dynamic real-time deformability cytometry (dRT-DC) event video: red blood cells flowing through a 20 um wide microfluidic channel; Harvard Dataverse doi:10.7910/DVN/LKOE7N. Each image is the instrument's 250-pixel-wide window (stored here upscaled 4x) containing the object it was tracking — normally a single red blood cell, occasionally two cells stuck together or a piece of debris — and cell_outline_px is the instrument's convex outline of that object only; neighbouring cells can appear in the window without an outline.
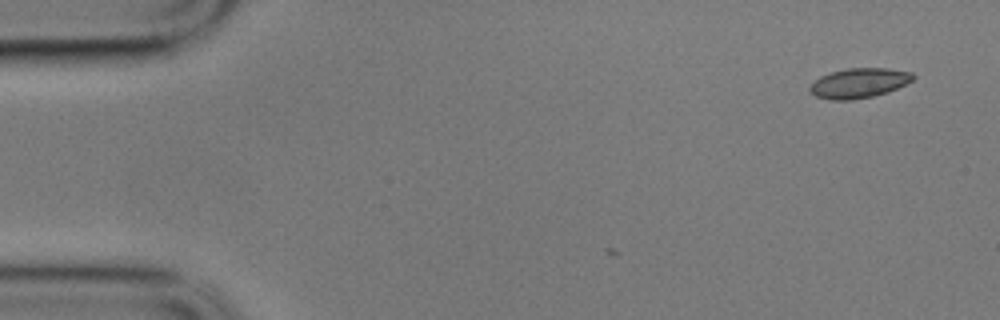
{"species": "common noctule bat (a hibernating species)", "species_latin": "Nyctalus noctula", "temperature_condition": "cold", "stored_images_in_passage": 4, "camera_frame_rate_fps": 3000, "um_per_image_px": 0.085, "animal": {"sex": "male", "body_mass_g": 17.9}, "frame": {"image": 1, "passage_image": 1, "time_ms": 0.0, "image_size_px": [1000, 320], "cell_outline_px": [[916, 76], [912, 80], [888, 92], [872, 96], [852, 100], [832, 100], [816, 96], [808, 88], [820, 76], [832, 72], [848, 68], [888, 68], [912, 72]], "centroid_in_image_um": [73.03, 7.05], "position_along_channel_um": 12.0, "area_um2": 17.74}}